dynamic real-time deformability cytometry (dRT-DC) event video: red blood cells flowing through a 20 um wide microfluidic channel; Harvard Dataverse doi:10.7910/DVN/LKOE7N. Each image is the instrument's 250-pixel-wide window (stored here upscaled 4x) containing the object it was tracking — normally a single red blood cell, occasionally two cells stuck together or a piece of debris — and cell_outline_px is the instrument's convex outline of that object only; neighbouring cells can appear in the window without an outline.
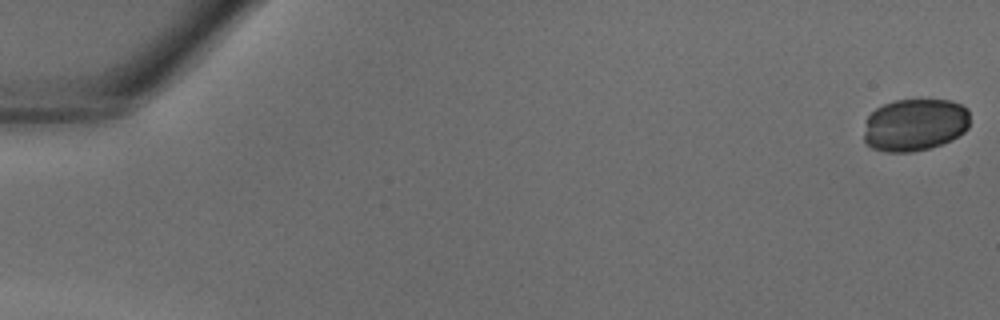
{"species": "common noctule bat (a hibernating species)", "species_latin": "Nyctalus noctula", "temperature_condition": "warm", "stored_images_in_passage": 39, "camera_frame_rate_fps": 3000, "um_per_image_px": 0.085, "animal": {"sex": "male", "body_mass_g": 18.8}, "frame": {"image": 1, "passage_image": 1, "time_ms": 0.0, "image_size_px": [1000, 320], "cell_outline_px": [[968, 128], [964, 132], [952, 140], [928, 148], [912, 152], [884, 152], [872, 148], [864, 140], [864, 132], [868, 116], [876, 108], [884, 104], [896, 100], [952, 100], [968, 108]], "centroid_in_image_um": [77.76, 10.61], "position_along_channel_um": 7.2, "area_um2": 32.43}}